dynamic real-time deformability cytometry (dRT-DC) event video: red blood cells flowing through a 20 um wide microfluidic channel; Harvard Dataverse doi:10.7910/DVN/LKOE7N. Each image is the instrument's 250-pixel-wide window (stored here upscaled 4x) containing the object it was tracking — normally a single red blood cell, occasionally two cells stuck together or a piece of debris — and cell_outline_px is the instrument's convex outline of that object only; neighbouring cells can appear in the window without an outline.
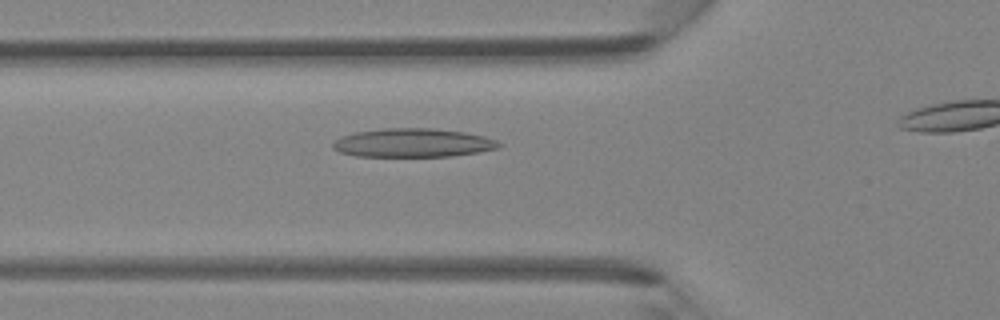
{"species": "Egyptian fruit bat (a non-hibernating species)", "species_latin": "Rousettus aegyptiacus", "temperature_condition": "room temperature", "stored_images_in_passage": 27, "camera_frame_rate_fps": 3000, "um_per_image_px": 0.085, "animal": {"sex": "female"}, "frame": {"image": 1, "passage_image": 6, "time_ms": 1.667, "image_size_px": [1000, 320], "cell_outline_px": [[504, 144], [496, 148], [480, 152], [452, 156], [356, 156], [340, 152], [332, 148], [332, 144], [340, 136], [356, 132], [384, 128], [432, 128], [464, 132], [484, 136], [496, 140]], "centroid_in_image_um": [35.1, 12.14], "position_along_channel_um": 90.7, "area_um2": 27.74}}
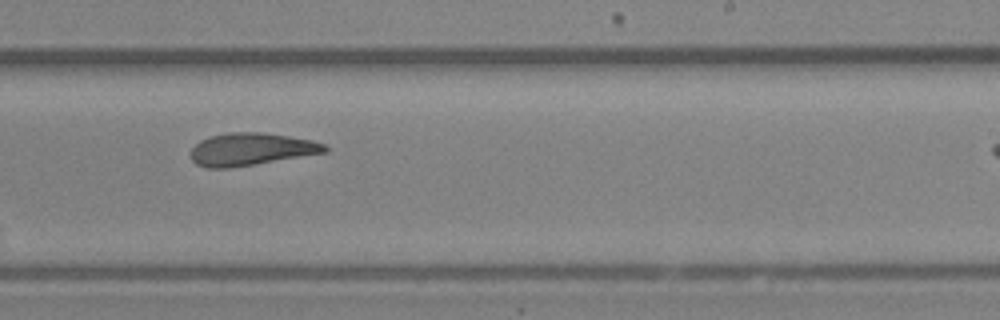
{"frame": {"image": 2, "passage_image": 18, "time_ms": 5.667, "image_size_px": [1000, 320], "cell_outline_px": [[328, 152], [228, 168], [208, 168], [196, 164], [192, 160], [192, 148], [200, 140], [208, 136], [228, 132], [260, 132], [288, 136], [312, 140], [324, 144], [328, 148]], "centroid_in_image_um": [21.33, 12.67], "position_along_channel_um": 267.7, "area_um2": 25.2}}
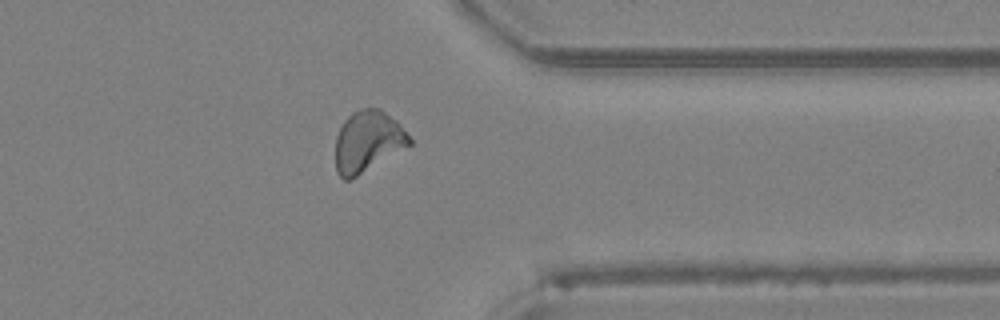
{"frame": {"image": 3, "passage_image": 26, "time_ms": 8.333, "image_size_px": [1000, 320], "cell_outline_px": [[412, 144], [352, 180], [344, 180], [336, 172], [336, 136], [344, 120], [352, 112], [360, 108], [380, 108], [396, 120], [412, 140]], "centroid_in_image_um": [31.25, 12.04], "position_along_channel_um": 380.2, "area_um2": 26.53}}